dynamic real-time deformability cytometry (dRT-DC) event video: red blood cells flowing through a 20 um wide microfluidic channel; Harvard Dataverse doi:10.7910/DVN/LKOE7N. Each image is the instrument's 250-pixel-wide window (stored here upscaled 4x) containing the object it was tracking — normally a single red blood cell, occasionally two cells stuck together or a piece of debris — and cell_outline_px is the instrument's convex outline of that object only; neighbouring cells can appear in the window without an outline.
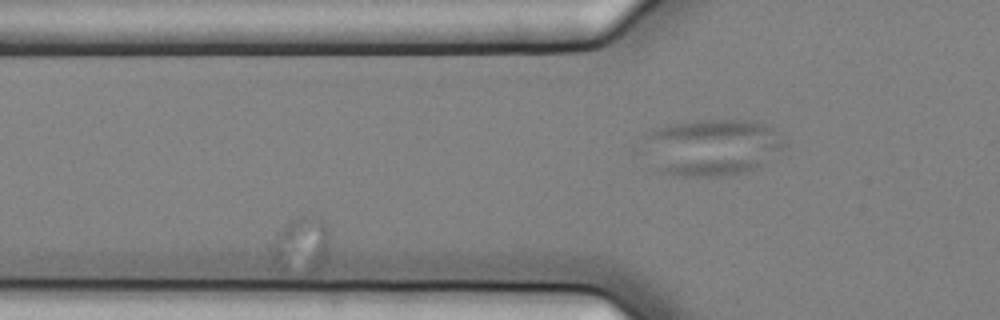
{"species": "common noctule bat (a hibernating species)", "species_latin": "Nyctalus noctula", "temperature_condition": "cold", "stored_images_in_passage": 58, "segment_of_instrument_passage": [1, 2], "camera_frame_rate_fps": 3000, "um_per_image_px": 0.085, "animal": {"sex": "female", "body_mass_g": 25.1}, "frame": {"image": 1, "passage_image": 22, "time_ms": 7.0, "image_size_px": [1000, 320], "cell_outline_px": [[328, 252], [324, 276], [320, 280], [272, 280], [272, 244], [280, 232], [288, 224], [300, 216], [320, 220], [328, 224]], "centroid_in_image_um": [25.57, 21.31], "position_along_channel_um": 100.2, "area_um2": 22.43}}
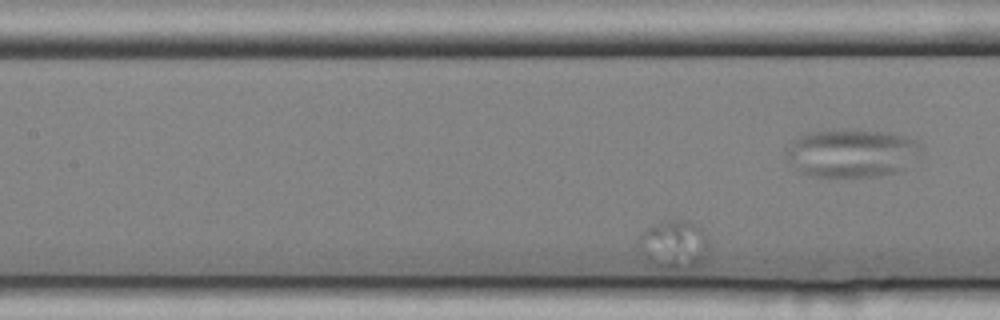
{"frame": {"image": 2, "passage_image": 28, "time_ms": 9.0, "image_size_px": [1000, 320], "cell_outline_px": [[708, 252], [704, 264], [688, 276], [664, 276], [648, 264], [640, 252], [636, 244], [644, 228], [668, 220], [688, 220], [704, 228], [708, 232]], "centroid_in_image_um": [57.33, 21.01], "position_along_channel_um": 150.1, "area_um2": 23.0}}
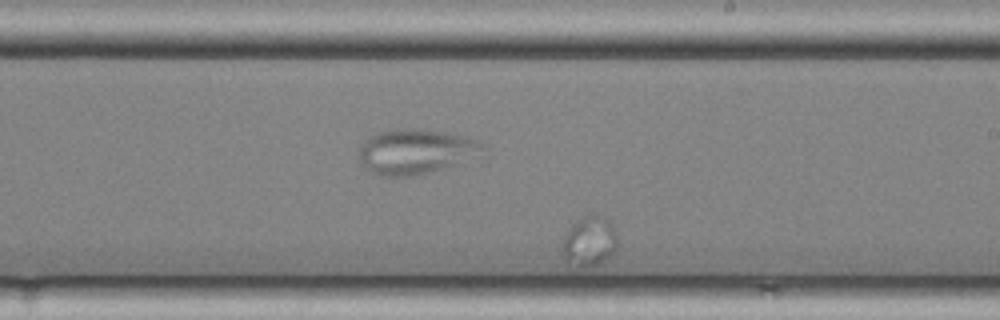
{"frame": {"image": 3, "passage_image": 38, "time_ms": 12.333, "image_size_px": [1000, 320], "cell_outline_px": [[620, 244], [616, 252], [608, 260], [596, 264], [580, 268], [564, 260], [564, 236], [568, 228], [576, 220], [588, 212], [600, 212], [612, 224], [616, 232]], "centroid_in_image_um": [50.17, 20.45], "position_along_channel_um": 238.8, "area_um2": 16.82}}